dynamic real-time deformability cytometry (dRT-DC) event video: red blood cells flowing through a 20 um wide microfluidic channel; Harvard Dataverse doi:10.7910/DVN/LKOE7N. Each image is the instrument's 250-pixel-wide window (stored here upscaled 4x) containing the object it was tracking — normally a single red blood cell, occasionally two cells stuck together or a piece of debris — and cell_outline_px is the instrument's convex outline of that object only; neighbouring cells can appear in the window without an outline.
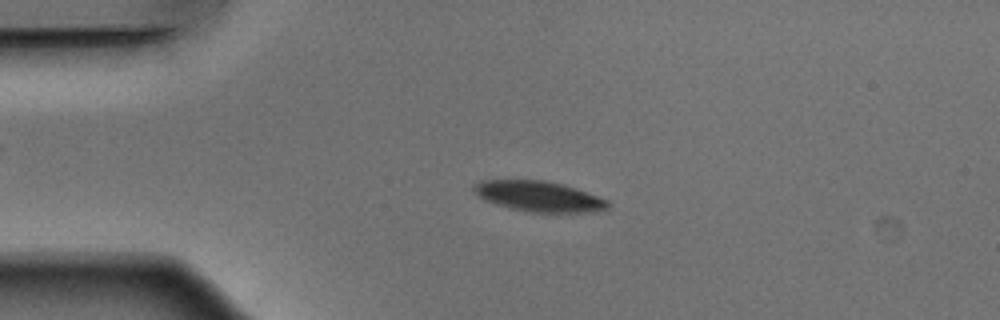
{"species": "Egyptian fruit bat (a non-hibernating species)", "species_latin": "Rousettus aegyptiacus", "temperature_condition": "warm", "stored_images_in_passage": 51, "camera_frame_rate_fps": 3000, "um_per_image_px": 0.085, "animal": {"sex": "male"}, "frame": {"image": 1, "passage_image": 11, "time_ms": 3.333, "image_size_px": [1000, 320], "cell_outline_px": [[608, 208], [588, 212], [532, 212], [512, 208], [496, 204], [484, 200], [472, 188], [472, 184], [480, 180], [544, 180], [564, 184], [608, 200]], "centroid_in_image_um": [45.77, 16.67], "position_along_channel_um": 39.2, "area_um2": 23.52}}
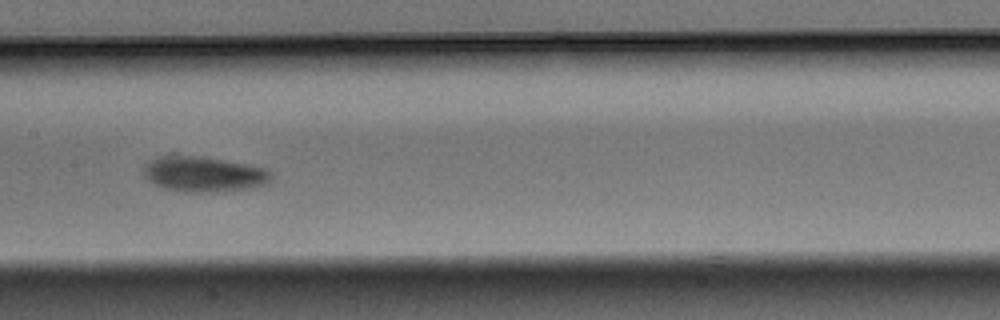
{"frame": {"image": 2, "passage_image": 25, "time_ms": 8.0, "image_size_px": [1000, 320], "cell_outline_px": [[272, 180], [268, 184], [248, 188], [216, 192], [184, 192], [164, 188], [148, 180], [144, 176], [144, 164], [148, 160], [156, 156], [172, 152], [200, 156], [248, 164], [268, 168], [272, 172]], "centroid_in_image_um": [17.29, 14.76], "position_along_channel_um": 190.1, "area_um2": 27.17}}
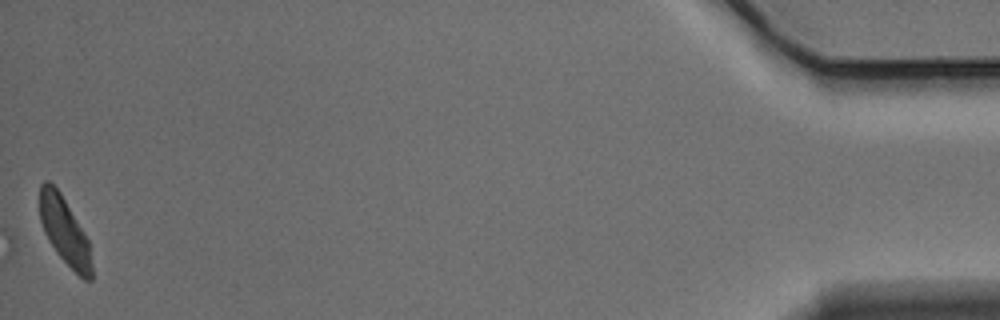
{"frame": {"image": 3, "passage_image": 51, "time_ms": 16.667, "image_size_px": [1000, 320], "cell_outline_px": [[92, 280], [84, 280], [56, 252], [48, 240], [44, 232], [40, 220], [40, 184], [44, 180], [48, 180], [60, 192], [88, 240], [92, 264]], "centroid_in_image_um": [5.48, 19.63], "position_along_channel_um": 429.7, "area_um2": 20.0}, "authors_computed_cell_mechanics": {"area_um2": 23.7558, "velocity_mm_per_s": 3.8567, "shape_relaxation_time_tau1_ms": 2.3793, "shape_relaxation_time_tau2_ms": null, "deformation_change_tau1": 0.0946, "deformation_change_tau2": null}}